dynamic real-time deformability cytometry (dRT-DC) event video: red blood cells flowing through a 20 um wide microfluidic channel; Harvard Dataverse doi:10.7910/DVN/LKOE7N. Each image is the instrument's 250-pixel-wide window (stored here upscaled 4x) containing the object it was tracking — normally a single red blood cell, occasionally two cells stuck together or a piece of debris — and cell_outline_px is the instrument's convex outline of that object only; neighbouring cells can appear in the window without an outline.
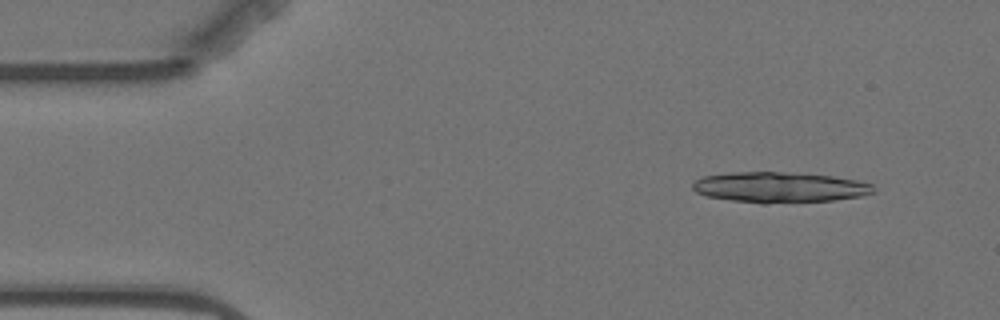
{"species": "Egyptian fruit bat (a non-hibernating species)", "species_latin": "Rousettus aegyptiacus", "temperature_condition": "warm", "stored_images_in_passage": 4, "camera_frame_rate_fps": 3000, "um_per_image_px": 0.085, "animal": {"sex": "female"}, "frame": {"image": 1, "passage_image": 2, "time_ms": 1.333, "image_size_px": [1000, 320], "cell_outline_px": [[876, 192], [860, 196], [832, 200], [764, 204], [760, 204], [732, 200], [708, 196], [696, 192], [692, 188], [692, 184], [696, 180], [704, 176], [728, 172], [784, 172], [832, 176], [856, 180], [872, 184], [876, 188]], "centroid_in_image_um": [66.27, 15.92], "position_along_channel_um": 18.7, "area_um2": 32.19}}